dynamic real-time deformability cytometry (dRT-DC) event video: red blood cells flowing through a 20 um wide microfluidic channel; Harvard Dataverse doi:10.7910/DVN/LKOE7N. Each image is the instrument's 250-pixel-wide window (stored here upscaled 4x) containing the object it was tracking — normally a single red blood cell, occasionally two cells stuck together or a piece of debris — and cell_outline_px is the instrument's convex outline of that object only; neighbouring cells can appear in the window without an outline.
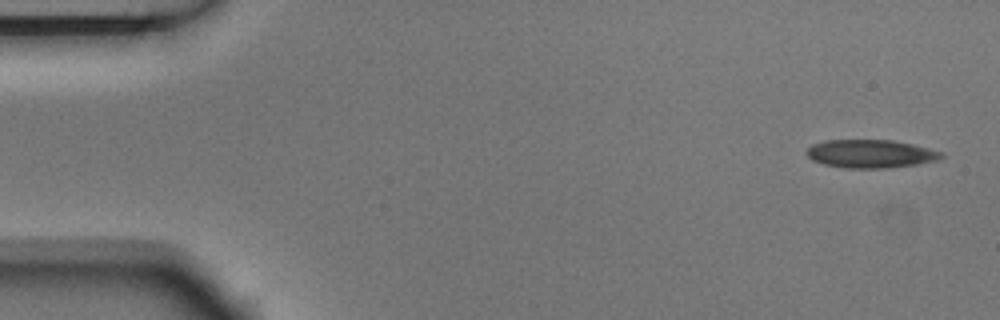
{"species": "Egyptian fruit bat (a non-hibernating species)", "species_latin": "Rousettus aegyptiacus", "temperature_condition": "room temperature", "stored_images_in_passage": 4, "camera_frame_rate_fps": 3000, "um_per_image_px": 0.085, "animal": {"sex": "male"}, "frame": {"image": 1, "passage_image": 1, "time_ms": 0.0, "image_size_px": [1000, 320], "cell_outline_px": [[944, 156], [940, 160], [916, 164], [884, 168], [848, 168], [824, 164], [812, 160], [804, 152], [812, 144], [824, 140], [892, 140], [912, 144], [944, 152]], "centroid_in_image_um": [74.0, 13.06], "position_along_channel_um": 11.0, "area_um2": 22.2}}